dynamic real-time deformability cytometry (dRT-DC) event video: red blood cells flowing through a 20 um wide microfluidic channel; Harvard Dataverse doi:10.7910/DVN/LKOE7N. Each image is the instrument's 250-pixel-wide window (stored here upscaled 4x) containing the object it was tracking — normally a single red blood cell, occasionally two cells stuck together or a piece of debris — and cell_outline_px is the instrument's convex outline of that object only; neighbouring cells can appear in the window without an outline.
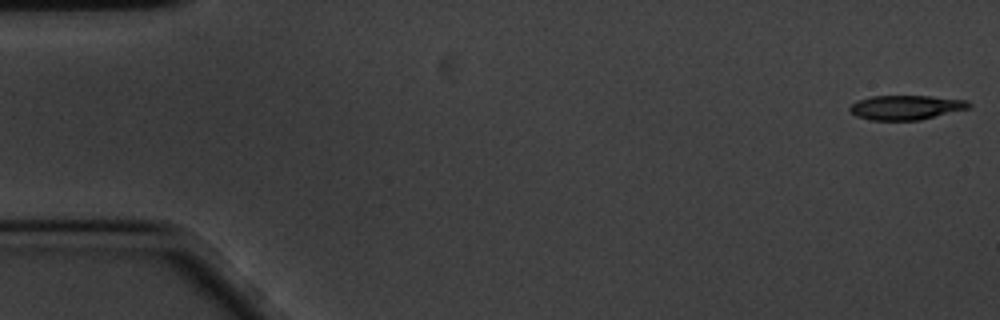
{"species": "common noctule bat (a hibernating species)", "species_latin": "Nyctalus noctula", "temperature_condition": "cold", "stored_images_in_passage": 59, "camera_frame_rate_fps": 3000, "um_per_image_px": 0.085, "animal": {"sex": "male", "body_mass_g": 20.1, "forearm_length_mm": 53.5}, "frame": {"image": 1, "passage_image": 1, "time_ms": 0.0, "image_size_px": [1000, 320], "cell_outline_px": [[972, 108], [920, 120], [872, 120], [856, 116], [848, 108], [856, 100], [872, 96], [928, 96], [964, 100], [972, 104]], "centroid_in_image_um": [77.02, 9.13], "position_along_channel_um": 8.0, "area_um2": 16.99}}
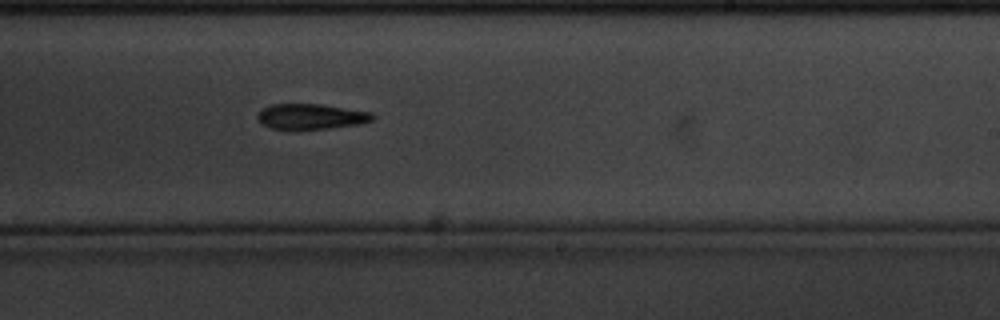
{"frame": {"image": 2, "passage_image": 35, "time_ms": 11.333, "image_size_px": [1000, 320], "cell_outline_px": [[376, 116], [372, 120], [356, 124], [328, 128], [268, 128], [260, 124], [256, 116], [260, 108], [272, 104], [324, 104], [372, 112]], "centroid_in_image_um": [26.39, 9.88], "position_along_channel_um": 262.6, "area_um2": 16.99}}
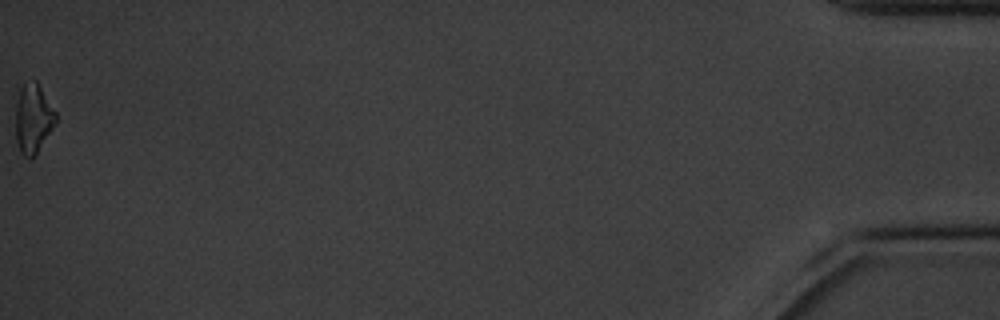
{"frame": {"image": 3, "passage_image": 59, "time_ms": 19.333, "image_size_px": [1000, 320], "cell_outline_px": [[56, 120], [52, 128], [36, 156], [32, 160], [28, 160], [20, 152], [16, 140], [16, 104], [20, 88], [24, 84], [36, 80], [56, 112]], "centroid_in_image_um": [2.81, 10.14], "position_along_channel_um": 432.4, "area_um2": 16.18}, "authors_computed_cell_mechanics": {"area_um2": 17.2244, "velocity_mm_per_s": 3.3804, "shape_relaxation_time_tau1_ms": 3.7986, "shape_relaxation_time_tau2_ms": null, "deformation_change_tau1": 0.1472, "deformation_change_tau2": null}}